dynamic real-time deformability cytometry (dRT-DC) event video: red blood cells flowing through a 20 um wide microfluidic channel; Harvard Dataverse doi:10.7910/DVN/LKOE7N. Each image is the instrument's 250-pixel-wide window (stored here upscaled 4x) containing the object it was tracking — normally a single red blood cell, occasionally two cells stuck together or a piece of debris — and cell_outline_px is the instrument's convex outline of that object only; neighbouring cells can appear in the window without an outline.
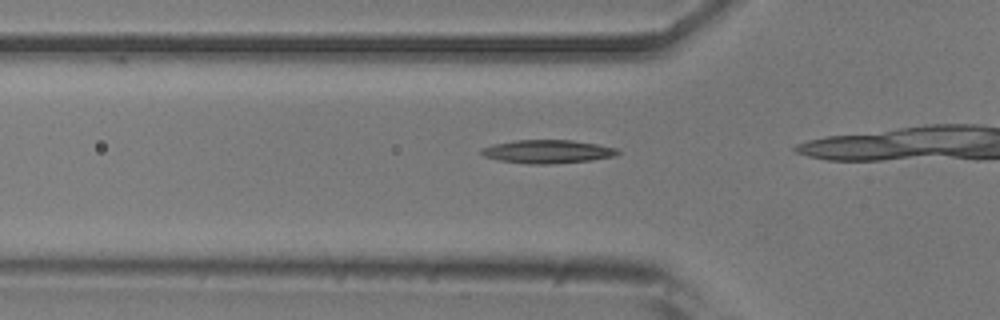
{"species": "common noctule bat (a hibernating species)", "species_latin": "Nyctalus noctula", "temperature_condition": "room temperature", "stored_images_in_passage": 8, "camera_frame_rate_fps": 3000, "um_per_image_px": 0.085, "animal": {"sex": "male", "body_mass_g": 20.5, "forearm_length_mm": 52.5}, "frame": {"image": 1, "passage_image": 4, "time_ms": 1.0, "image_size_px": [1000, 320], "cell_outline_px": [[620, 152], [616, 156], [592, 160], [548, 164], [528, 164], [500, 160], [484, 156], [480, 152], [484, 148], [492, 144], [516, 140], [572, 140], [596, 144], [616, 148]], "centroid_in_image_um": [46.56, 12.88], "position_along_channel_um": 79.2, "area_um2": 18.44}}
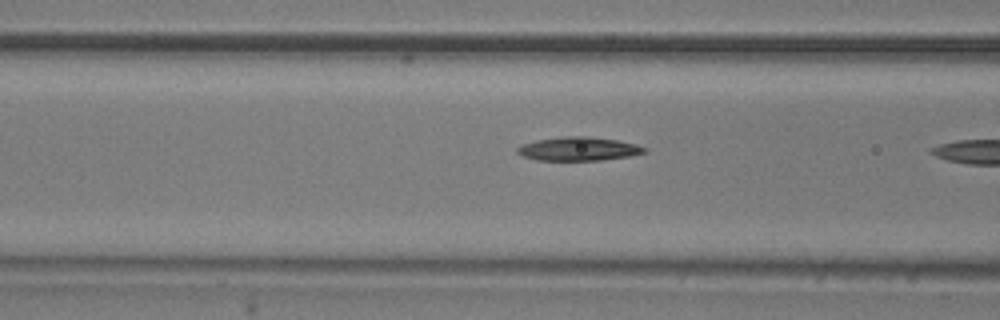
{"frame": {"image": 2, "passage_image": 7, "time_ms": 2.0, "image_size_px": [1000, 320], "cell_outline_px": [[648, 152], [628, 156], [600, 160], [536, 160], [524, 156], [516, 152], [516, 148], [520, 144], [536, 140], [564, 136], [584, 136], [616, 140], [636, 144], [648, 148]], "centroid_in_image_um": [49.16, 12.65], "position_along_channel_um": 117.4, "area_um2": 17.51}}